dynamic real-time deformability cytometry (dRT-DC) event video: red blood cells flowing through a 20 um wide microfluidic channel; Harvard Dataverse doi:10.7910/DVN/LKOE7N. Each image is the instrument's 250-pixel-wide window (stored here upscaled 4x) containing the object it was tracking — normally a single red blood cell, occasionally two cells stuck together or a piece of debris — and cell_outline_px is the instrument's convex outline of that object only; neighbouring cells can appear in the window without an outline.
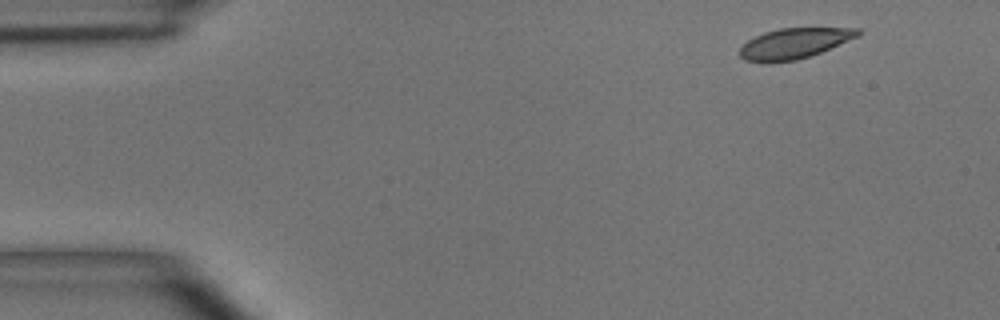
{"species": "common noctule bat (a hibernating species)", "species_latin": "Nyctalus noctula", "temperature_condition": "room temperature", "stored_images_in_passage": 3, "camera_frame_rate_fps": 3000, "um_per_image_px": 0.085, "animal": {"sex": "male", "body_mass_g": 15.6}, "frame": {"image": 1, "passage_image": 1, "time_ms": 0.0, "image_size_px": [1000, 320], "cell_outline_px": [[860, 36], [820, 52], [796, 60], [768, 64], [744, 60], [740, 56], [740, 48], [748, 40], [764, 32], [780, 28], [860, 28]], "centroid_in_image_um": [67.49, 3.7], "position_along_channel_um": 17.5, "area_um2": 21.04}}